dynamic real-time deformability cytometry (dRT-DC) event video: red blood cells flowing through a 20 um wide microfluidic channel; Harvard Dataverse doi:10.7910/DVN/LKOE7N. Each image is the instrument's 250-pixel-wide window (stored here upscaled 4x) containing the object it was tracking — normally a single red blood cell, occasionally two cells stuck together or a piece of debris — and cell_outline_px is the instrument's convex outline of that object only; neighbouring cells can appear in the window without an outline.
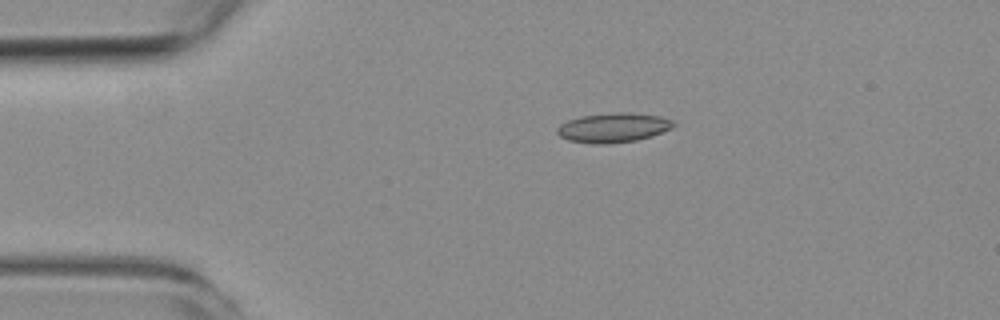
{"species": "common noctule bat (a hibernating species)", "species_latin": "Nyctalus noctula", "temperature_condition": "room temperature", "stored_images_in_passage": 5, "camera_frame_rate_fps": 3000, "um_per_image_px": 0.085, "animal": {"sex": "female", "body_mass_g": 19.3, "forearm_length_mm": 54.1}, "frame": {"image": 1, "passage_image": 4, "time_ms": 3.333, "image_size_px": [1000, 320], "cell_outline_px": [[676, 124], [672, 128], [652, 136], [636, 140], [608, 144], [592, 144], [568, 140], [560, 136], [556, 132], [556, 128], [560, 124], [568, 120], [580, 116], [616, 112], [628, 112], [660, 116], [672, 120]], "centroid_in_image_um": [52.12, 10.85], "position_along_channel_um": 32.9, "area_um2": 20.11}}